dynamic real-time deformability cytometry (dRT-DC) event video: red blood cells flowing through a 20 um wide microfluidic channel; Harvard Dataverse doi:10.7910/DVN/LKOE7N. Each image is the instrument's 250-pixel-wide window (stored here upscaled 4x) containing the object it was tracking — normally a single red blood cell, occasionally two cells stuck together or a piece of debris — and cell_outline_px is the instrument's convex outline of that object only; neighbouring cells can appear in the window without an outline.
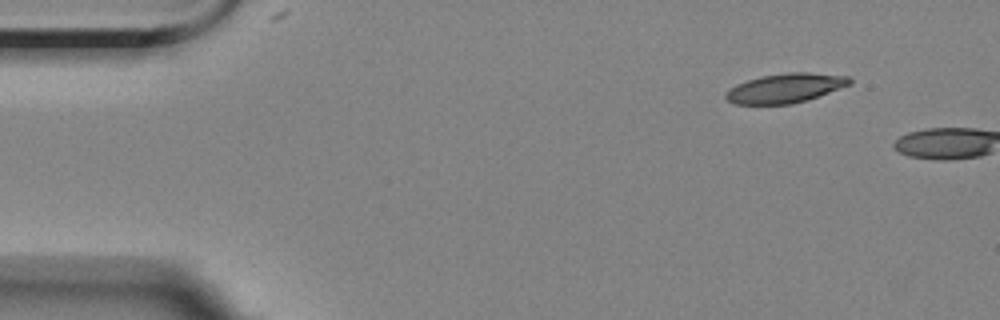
{"species": "Egyptian fruit bat (a non-hibernating species)", "species_latin": "Rousettus aegyptiacus", "temperature_condition": "room temperature", "stored_images_in_passage": 6, "segment_of_instrument_passage": [2, 2], "camera_frame_rate_fps": 3000, "um_per_image_px": 0.085, "animal": {"sex": "female"}, "frame": {"image": 1, "passage_image": 6, "time_ms": 6.667, "image_size_px": [1000, 320], "cell_outline_px": [[852, 84], [808, 100], [792, 104], [732, 104], [724, 96], [736, 84], [760, 76], [788, 72], [808, 72], [848, 76], [852, 80]], "centroid_in_image_um": [66.79, 7.49], "position_along_channel_um": 18.2, "area_um2": 21.21}}